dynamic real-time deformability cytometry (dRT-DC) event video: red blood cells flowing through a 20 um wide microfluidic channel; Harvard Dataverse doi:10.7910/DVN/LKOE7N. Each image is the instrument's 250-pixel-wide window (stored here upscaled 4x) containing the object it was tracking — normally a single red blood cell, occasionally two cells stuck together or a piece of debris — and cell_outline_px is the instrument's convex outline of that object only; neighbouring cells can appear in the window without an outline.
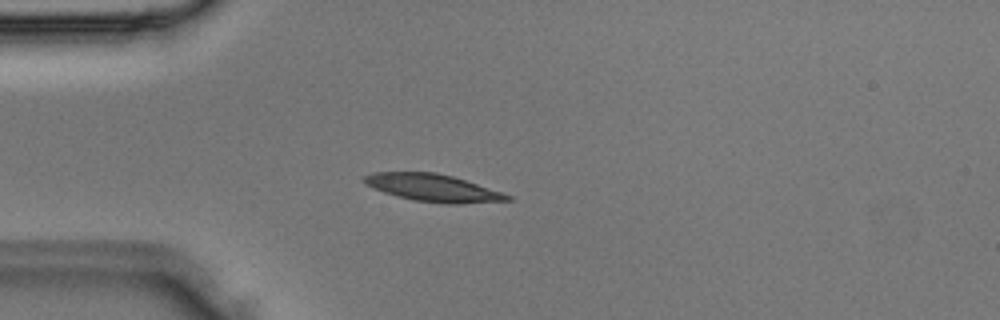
{"species": "Egyptian fruit bat (a non-hibernating species)", "species_latin": "Rousettus aegyptiacus", "temperature_condition": "room temperature", "stored_images_in_passage": 2, "camera_frame_rate_fps": 3000, "um_per_image_px": 0.085, "animal": {"sex": "male"}, "frame": {"image": 1, "passage_image": 2, "time_ms": 0.333, "image_size_px": [1000, 320], "cell_outline_px": [[512, 200], [460, 204], [448, 204], [412, 200], [384, 192], [364, 184], [364, 176], [372, 172], [436, 172], [452, 176], [504, 192], [512, 196]], "centroid_in_image_um": [36.84, 15.97], "position_along_channel_um": 48.2, "area_um2": 22.89}}